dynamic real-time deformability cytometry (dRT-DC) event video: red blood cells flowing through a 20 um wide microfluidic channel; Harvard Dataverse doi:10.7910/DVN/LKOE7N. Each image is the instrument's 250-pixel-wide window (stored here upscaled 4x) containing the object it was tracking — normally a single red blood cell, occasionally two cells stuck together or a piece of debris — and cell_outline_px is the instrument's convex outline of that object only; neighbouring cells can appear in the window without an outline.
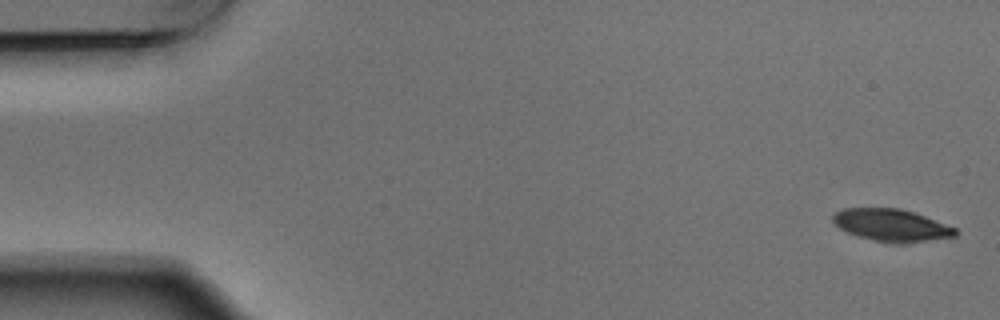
{"species": "Egyptian fruit bat (a non-hibernating species)", "species_latin": "Rousettus aegyptiacus", "temperature_condition": "warm", "stored_images_in_passage": 5, "camera_frame_rate_fps": 3000, "um_per_image_px": 0.085, "animal": {"sex": "male"}, "frame": {"image": 1, "passage_image": 1, "time_ms": 0.0, "image_size_px": [1000, 320], "cell_outline_px": [[960, 232], [956, 236], [904, 244], [872, 240], [856, 236], [840, 228], [832, 220], [832, 216], [836, 212], [844, 208], [900, 208], [916, 212], [956, 228]], "centroid_in_image_um": [75.81, 19.14], "position_along_channel_um": 9.2, "area_um2": 23.18}}
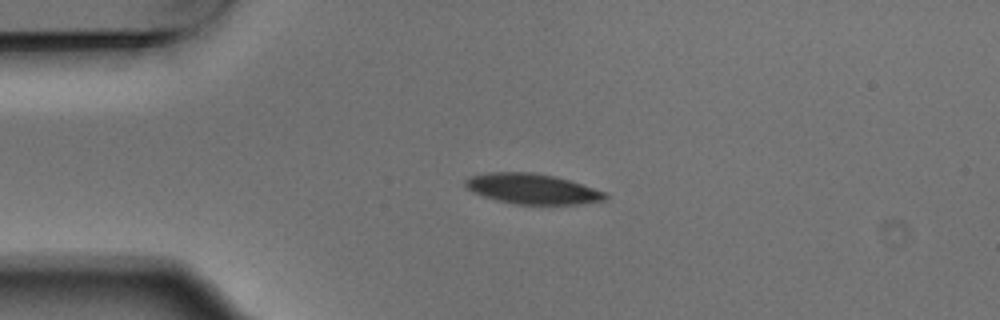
{"frame": {"image": 2, "passage_image": 4, "time_ms": 1.0, "image_size_px": [1000, 320], "cell_outline_px": [[608, 196], [604, 200], [576, 204], [516, 204], [496, 200], [484, 196], [468, 188], [464, 184], [464, 180], [468, 176], [488, 172], [532, 172], [556, 176], [604, 192]], "centroid_in_image_um": [45.19, 16.04], "position_along_channel_um": 39.8, "area_um2": 24.39}}